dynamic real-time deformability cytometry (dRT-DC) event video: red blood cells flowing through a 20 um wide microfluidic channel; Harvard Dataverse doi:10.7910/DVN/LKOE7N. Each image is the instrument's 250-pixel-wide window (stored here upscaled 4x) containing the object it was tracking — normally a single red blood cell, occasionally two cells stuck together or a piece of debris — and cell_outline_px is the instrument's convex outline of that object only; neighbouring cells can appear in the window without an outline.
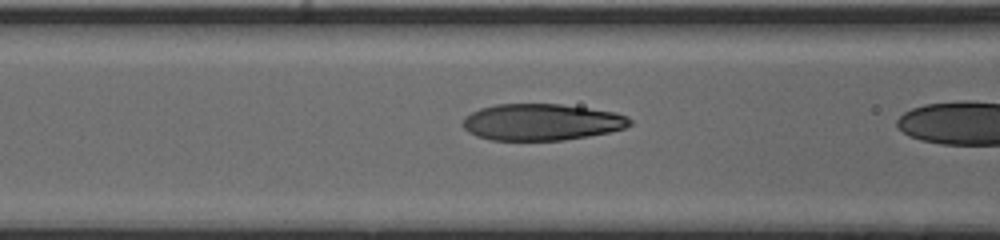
{"species": "human", "species_latin": "Homo sapiens", "temperature_condition": "cold", "stored_images_in_passage": 23, "camera_frame_rate_fps": 3000, "um_per_image_px": 0.085, "donor": {"sex": "male"}, "frame": {"image": 1, "passage_image": 21, "time_ms": 6.667, "image_size_px": [1000, 240], "cell_outline_px": [[632, 124], [624, 128], [608, 132], [588, 136], [564, 140], [492, 140], [476, 136], [468, 132], [460, 124], [464, 116], [480, 108], [496, 104], [560, 104], [616, 112], [628, 116], [632, 120]], "centroid_in_image_um": [46.01, 10.37], "position_along_channel_um": 120.6, "area_um2": 35.78}}